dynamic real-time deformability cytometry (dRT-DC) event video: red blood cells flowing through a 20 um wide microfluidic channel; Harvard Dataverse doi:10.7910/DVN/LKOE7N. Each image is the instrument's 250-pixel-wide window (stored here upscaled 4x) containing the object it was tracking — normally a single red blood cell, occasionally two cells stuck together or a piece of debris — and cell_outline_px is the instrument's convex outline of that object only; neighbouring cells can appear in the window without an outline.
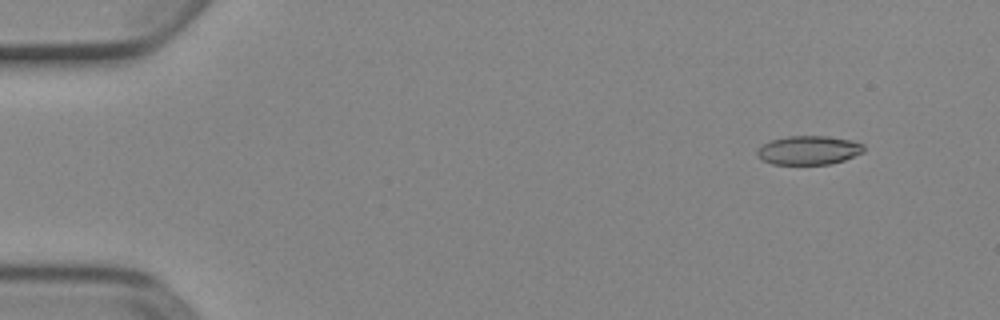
{"species": "Egyptian fruit bat (a non-hibernating species)", "species_latin": "Rousettus aegyptiacus", "temperature_condition": "cold", "stored_images_in_passage": 6, "camera_frame_rate_fps": 3000, "um_per_image_px": 0.085, "animal": {"sex": "female"}, "frame": {"image": 1, "passage_image": 2, "time_ms": 0.333, "image_size_px": [1000, 320], "cell_outline_px": [[864, 152], [844, 160], [828, 164], [772, 164], [756, 156], [756, 148], [772, 140], [788, 136], [828, 136], [852, 140], [864, 144]], "centroid_in_image_um": [68.74, 12.76], "position_along_channel_um": 16.3, "area_um2": 17.98}}
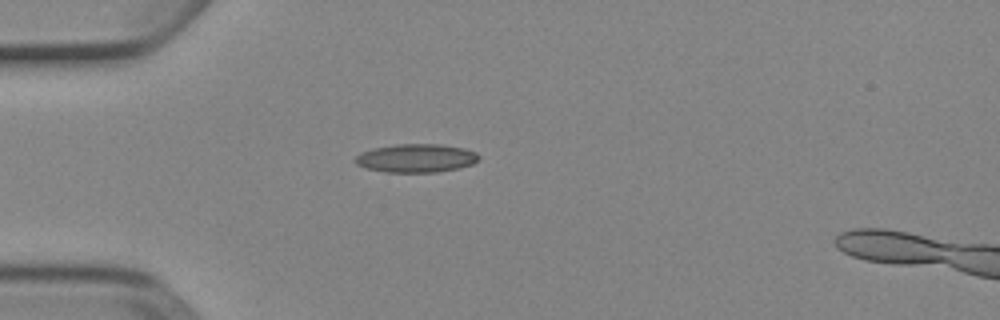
{"frame": {"image": 2, "passage_image": 5, "time_ms": 1.333, "image_size_px": [1000, 320], "cell_outline_px": [[480, 156], [472, 164], [460, 168], [436, 172], [384, 172], [368, 168], [356, 164], [352, 160], [360, 152], [372, 148], [396, 144], [444, 144], [464, 148], [476, 152]], "centroid_in_image_um": [35.35, 13.43], "position_along_channel_um": 49.6, "area_um2": 20.63}}